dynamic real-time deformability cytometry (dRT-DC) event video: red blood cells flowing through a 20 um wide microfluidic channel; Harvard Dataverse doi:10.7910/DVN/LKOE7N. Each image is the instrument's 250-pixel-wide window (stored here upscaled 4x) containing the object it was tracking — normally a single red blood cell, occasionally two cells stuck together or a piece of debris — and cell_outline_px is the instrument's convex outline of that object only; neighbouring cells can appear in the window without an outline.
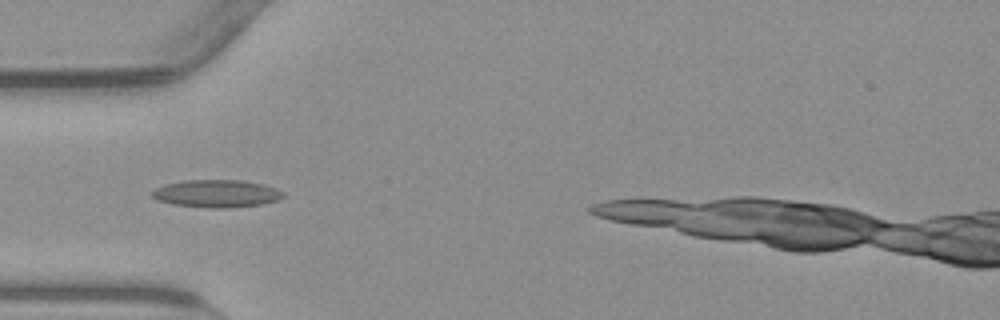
{"species": "common noctule bat (a hibernating species)", "species_latin": "Nyctalus noctula", "temperature_condition": "warm", "stored_images_in_passage": 14, "camera_frame_rate_fps": 3000, "um_per_image_px": 0.085, "animal": {"sex": "male", "body_mass_g": 23.1, "forearm_length_mm": 52.7}, "frame": {"image": 1, "passage_image": 3, "time_ms": 0.667, "image_size_px": [1000, 320], "cell_outline_px": [[284, 196], [276, 200], [260, 204], [232, 208], [208, 208], [172, 204], [156, 200], [152, 196], [152, 192], [156, 188], [164, 184], [184, 180], [240, 180], [264, 184], [284, 192]], "centroid_in_image_um": [18.38, 16.45], "position_along_channel_um": 66.6, "area_um2": 21.1}}